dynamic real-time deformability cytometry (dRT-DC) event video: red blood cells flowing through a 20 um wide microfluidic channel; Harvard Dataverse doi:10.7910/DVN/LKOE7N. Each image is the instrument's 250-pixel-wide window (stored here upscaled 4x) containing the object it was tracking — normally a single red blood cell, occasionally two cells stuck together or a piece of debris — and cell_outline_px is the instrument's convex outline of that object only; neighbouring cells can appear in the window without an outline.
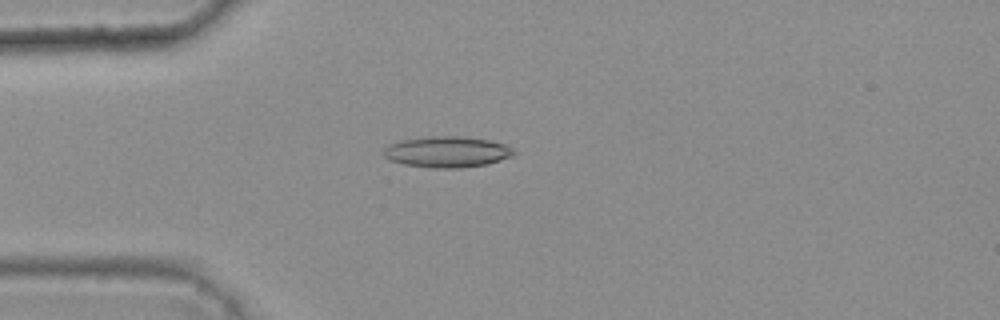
{"species": "common noctule bat (a hibernating species)", "species_latin": "Nyctalus noctula", "temperature_condition": "warm", "stored_images_in_passage": 3, "camera_frame_rate_fps": 3000, "um_per_image_px": 0.085, "animal": {"sex": "female", "body_mass_g": 25.1}, "frame": {"image": 1, "passage_image": 3, "time_ms": 0.667, "image_size_px": [1000, 320], "cell_outline_px": [[516, 152], [512, 156], [488, 164], [460, 168], [432, 168], [404, 164], [388, 160], [384, 156], [384, 148], [388, 144], [404, 140], [432, 136], [456, 136], [488, 140], [504, 144], [512, 148]], "centroid_in_image_um": [37.99, 12.92], "position_along_channel_um": 47.0, "area_um2": 23.41}}